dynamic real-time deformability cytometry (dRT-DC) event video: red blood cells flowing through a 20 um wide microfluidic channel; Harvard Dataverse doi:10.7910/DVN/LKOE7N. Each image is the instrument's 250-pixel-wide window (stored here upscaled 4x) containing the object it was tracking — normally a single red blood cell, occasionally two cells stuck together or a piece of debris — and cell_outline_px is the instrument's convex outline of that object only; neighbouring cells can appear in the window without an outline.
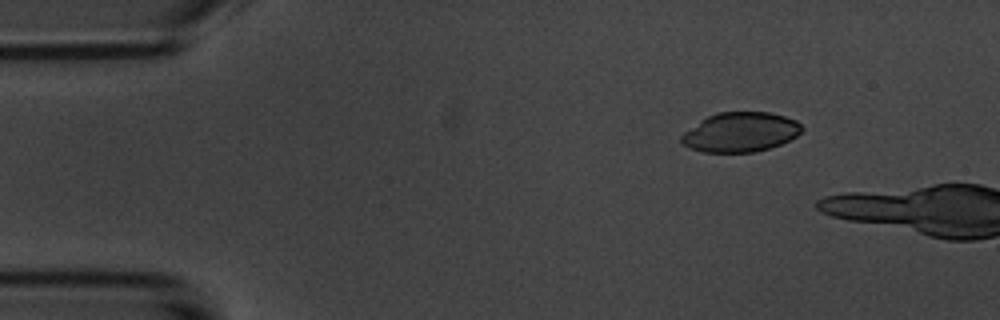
{"species": "common noctule bat (a hibernating species)", "species_latin": "Nyctalus noctula", "temperature_condition": "room temperature", "stored_images_in_passage": 3, "camera_frame_rate_fps": 3000, "um_per_image_px": 0.085, "animal": {"sex": "male", "body_mass_g": 20.1, "forearm_length_mm": 53.5}, "frame": {"image": 1, "passage_image": 1, "time_ms": 0.0, "image_size_px": [1000, 320], "cell_outline_px": [[804, 128], [796, 136], [780, 144], [756, 152], [704, 152], [688, 148], [680, 140], [680, 136], [684, 132], [700, 120], [716, 112], [768, 112], [784, 116], [796, 120]], "centroid_in_image_um": [62.91, 11.23], "position_along_channel_um": 22.1, "area_um2": 27.74}}